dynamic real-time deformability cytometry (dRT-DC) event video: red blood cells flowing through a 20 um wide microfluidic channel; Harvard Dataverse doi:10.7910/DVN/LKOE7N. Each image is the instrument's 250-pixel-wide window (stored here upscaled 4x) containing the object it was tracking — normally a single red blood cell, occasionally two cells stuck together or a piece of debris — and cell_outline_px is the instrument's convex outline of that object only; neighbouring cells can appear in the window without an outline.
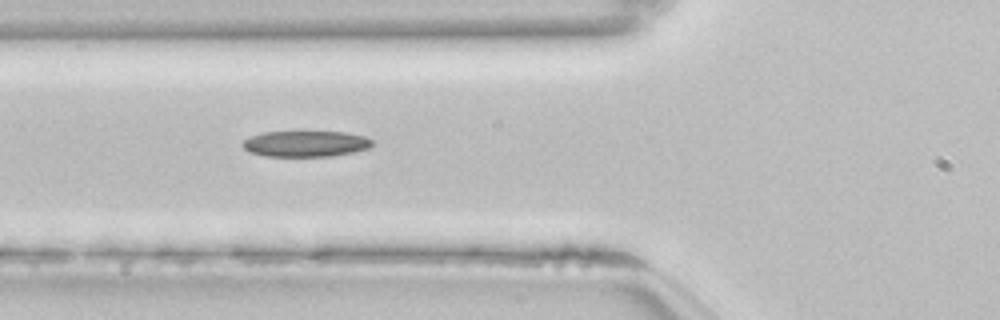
{"species": "common noctule bat (a hibernating species)", "species_latin": "Nyctalus noctula", "temperature_condition": "room temperature", "stored_images_in_passage": 45, "camera_frame_rate_fps": 3000, "um_per_image_px": 0.085, "animal": {"sex": "female", "body_mass_g": 22.7, "forearm_length_mm": 54.2}, "frame": {"image": 1, "passage_image": 14, "time_ms": 4.333, "image_size_px": [1000, 320], "cell_outline_px": [[372, 144], [368, 148], [352, 152], [332, 156], [268, 156], [248, 152], [240, 144], [244, 140], [252, 136], [264, 132], [344, 132], [364, 136], [372, 140]], "centroid_in_image_um": [25.95, 12.22], "position_along_channel_um": 99.8, "area_um2": 19.42}}